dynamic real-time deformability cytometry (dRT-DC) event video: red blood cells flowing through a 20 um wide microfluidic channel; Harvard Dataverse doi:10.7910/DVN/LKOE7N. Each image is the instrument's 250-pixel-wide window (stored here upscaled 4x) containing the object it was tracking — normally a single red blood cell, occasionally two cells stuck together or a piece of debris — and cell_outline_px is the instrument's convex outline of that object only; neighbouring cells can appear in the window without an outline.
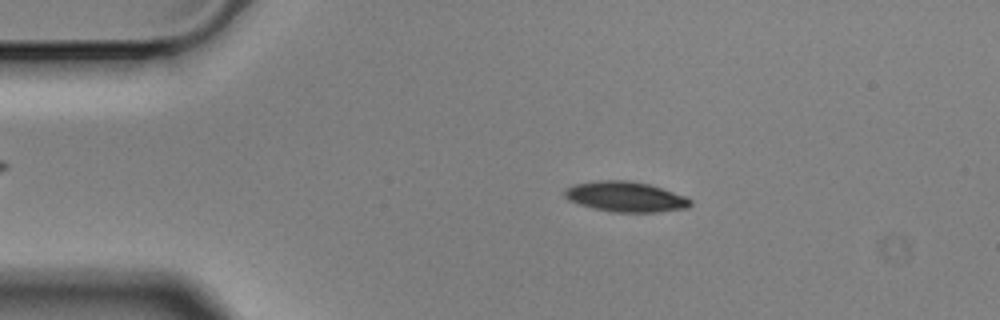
{"species": "Egyptian fruit bat (a non-hibernating species)", "species_latin": "Rousettus aegyptiacus", "temperature_condition": "cold", "stored_images_in_passage": 56, "camera_frame_rate_fps": 3000, "um_per_image_px": 0.085, "animal": {"sex": "male"}, "frame": {"image": 1, "passage_image": 10, "time_ms": 3.0, "image_size_px": [1000, 320], "cell_outline_px": [[692, 204], [688, 208], [656, 212], [612, 212], [592, 208], [568, 200], [564, 196], [564, 188], [572, 184], [600, 180], [632, 180], [652, 184], [684, 196], [692, 200]], "centroid_in_image_um": [53.16, 16.71], "position_along_channel_um": 31.8, "area_um2": 22.48}}
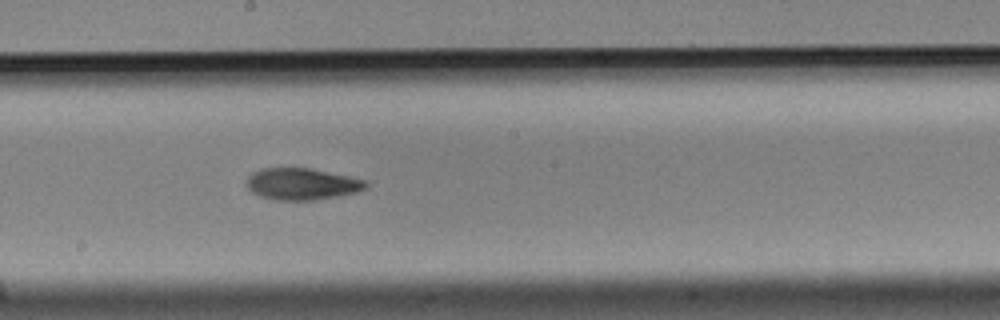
{"frame": {"image": 2, "passage_image": 30, "time_ms": 9.667, "image_size_px": [1000, 320], "cell_outline_px": [[368, 188], [356, 192], [336, 196], [312, 200], [276, 200], [260, 196], [252, 192], [248, 188], [248, 176], [252, 172], [264, 168], [312, 168], [368, 180]], "centroid_in_image_um": [25.7, 15.63], "position_along_channel_um": 222.5, "area_um2": 22.02}}
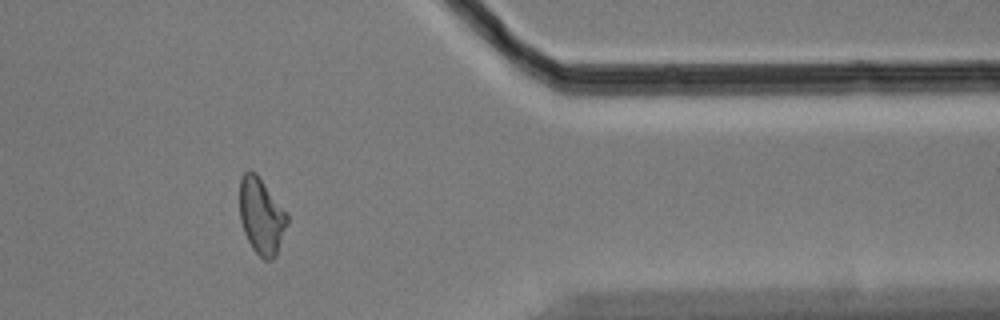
{"frame": {"image": 3, "passage_image": 46, "time_ms": 15.0, "image_size_px": [1000, 320], "cell_outline_px": [[288, 224], [276, 256], [272, 260], [264, 260], [252, 248], [244, 232], [240, 220], [240, 180], [244, 172], [248, 168], [256, 172], [288, 216]], "centroid_in_image_um": [22.21, 18.37], "position_along_channel_um": 389.2, "area_um2": 21.04}, "authors_computed_cell_mechanics": {"area_um2": 21.8484, "velocity_mm_per_s": 3.504, "shape_relaxation_time_tau1_ms": 5.1974, "shape_relaxation_time_tau2_ms": 5.121, "deformation_change_tau1": 0.1337, "deformation_change_tau2": 0.1217}}